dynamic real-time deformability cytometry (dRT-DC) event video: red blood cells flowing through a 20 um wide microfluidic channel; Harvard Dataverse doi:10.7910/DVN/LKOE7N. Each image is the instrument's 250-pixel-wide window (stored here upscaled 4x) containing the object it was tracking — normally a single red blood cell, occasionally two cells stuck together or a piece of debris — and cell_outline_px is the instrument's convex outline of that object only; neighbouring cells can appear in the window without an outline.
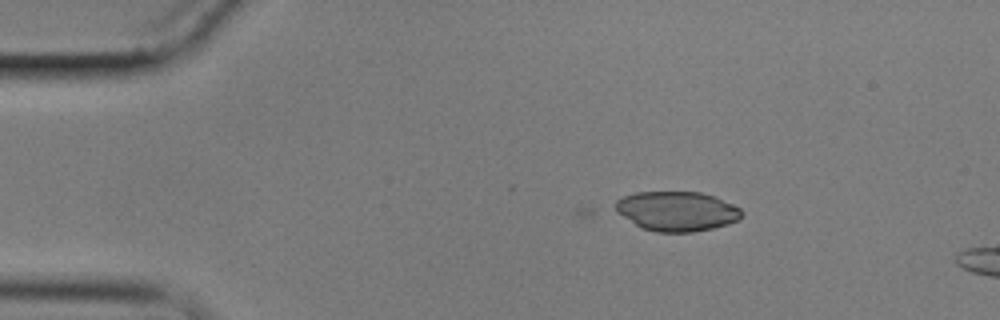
{"species": "common noctule bat (a hibernating species)", "species_latin": "Nyctalus noctula", "temperature_condition": "cold", "stored_images_in_passage": 16, "camera_frame_rate_fps": 3000, "um_per_image_px": 0.085, "animal": {"sex": "male", "body_mass_g": 17.9}, "frame": {"image": 1, "passage_image": 16, "time_ms": 5.0, "image_size_px": [1000, 320], "cell_outline_px": [[744, 212], [736, 220], [728, 224], [712, 228], [692, 232], [656, 232], [640, 228], [616, 212], [616, 200], [624, 196], [636, 192], [700, 192], [716, 196], [740, 208]], "centroid_in_image_um": [57.52, 17.95], "position_along_channel_um": 27.5, "area_um2": 29.19}}